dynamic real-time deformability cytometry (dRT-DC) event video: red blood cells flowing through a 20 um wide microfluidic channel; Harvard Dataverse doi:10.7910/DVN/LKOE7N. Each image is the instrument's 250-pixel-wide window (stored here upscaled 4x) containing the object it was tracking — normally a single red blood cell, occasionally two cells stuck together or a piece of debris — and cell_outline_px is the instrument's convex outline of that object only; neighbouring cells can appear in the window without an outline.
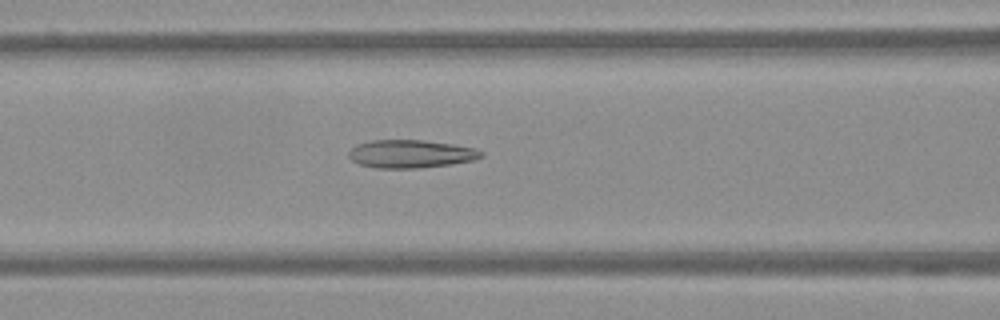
{"species": "Egyptian fruit bat (a non-hibernating species)", "species_latin": "Rousettus aegyptiacus", "temperature_condition": "warm", "stored_images_in_passage": 56, "camera_frame_rate_fps": 3000, "um_per_image_px": 0.085, "frame": {"image": 1, "passage_image": 24, "time_ms": 7.667, "image_size_px": [1000, 320], "cell_outline_px": [[484, 156], [472, 160], [452, 164], [420, 168], [376, 168], [360, 164], [352, 160], [348, 156], [348, 152], [356, 144], [372, 140], [424, 140], [452, 144], [476, 148], [484, 152]], "centroid_in_image_um": [34.92, 13.08], "position_along_channel_um": 131.7, "area_um2": 21.73}}
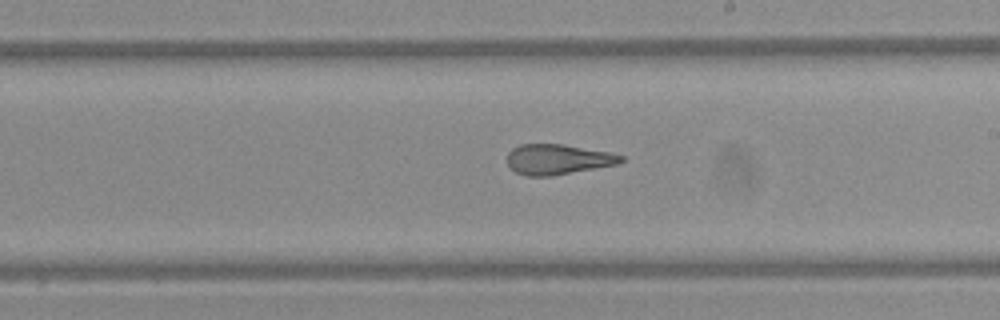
{"frame": {"image": 2, "passage_image": 33, "time_ms": 10.667, "image_size_px": [1000, 320], "cell_outline_px": [[624, 160], [616, 164], [552, 176], [528, 176], [516, 172], [508, 168], [508, 152], [512, 148], [520, 144], [564, 144], [608, 152], [624, 156]], "centroid_in_image_um": [47.37, 13.54], "position_along_channel_um": 241.6, "area_um2": 20.0}}
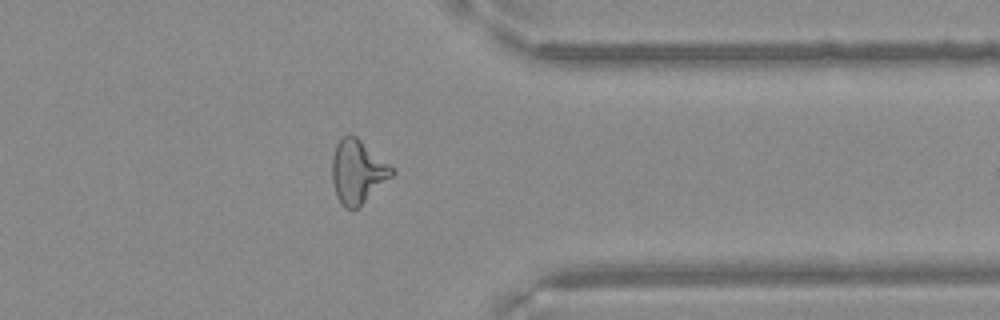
{"frame": {"image": 3, "passage_image": 45, "time_ms": 14.667, "image_size_px": [1000, 320], "cell_outline_px": [[396, 172], [392, 176], [356, 208], [344, 208], [340, 204], [336, 196], [332, 180], [332, 156], [336, 144], [348, 132], [356, 136], [396, 168]], "centroid_in_image_um": [30.4, 14.55], "position_along_channel_um": 381.0, "area_um2": 22.2}}